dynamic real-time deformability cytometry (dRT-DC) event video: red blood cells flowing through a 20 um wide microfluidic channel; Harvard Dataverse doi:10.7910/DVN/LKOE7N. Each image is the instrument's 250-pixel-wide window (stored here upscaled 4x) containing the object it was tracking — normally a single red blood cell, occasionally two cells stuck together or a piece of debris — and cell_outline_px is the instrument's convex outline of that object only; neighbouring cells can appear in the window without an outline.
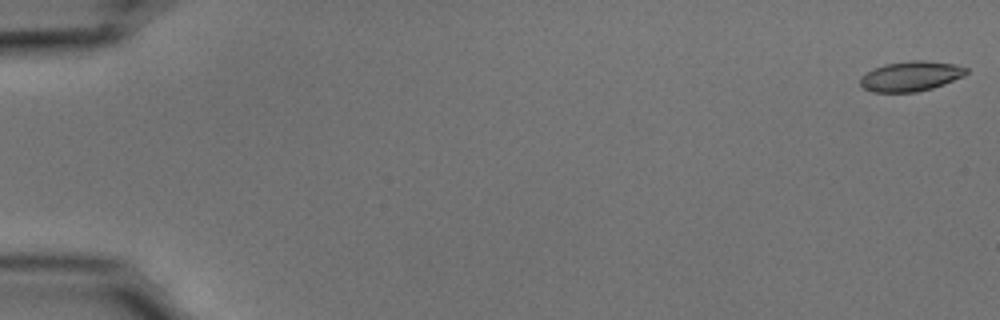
{"species": "common noctule bat (a hibernating species)", "species_latin": "Nyctalus noctula", "temperature_condition": "cold", "stored_images_in_passage": 55, "camera_frame_rate_fps": 3000, "um_per_image_px": 0.085, "animal": {"sex": "male", "body_mass_g": 15.6}, "frame": {"image": 1, "passage_image": 1, "time_ms": 0.0, "image_size_px": [1000, 320], "cell_outline_px": [[968, 72], [964, 76], [944, 84], [932, 88], [916, 92], [872, 92], [864, 88], [860, 84], [860, 76], [872, 68], [884, 64], [908, 60], [924, 60], [952, 64], [968, 68]], "centroid_in_image_um": [77.39, 6.47], "position_along_channel_um": 7.6, "area_um2": 18.67}}
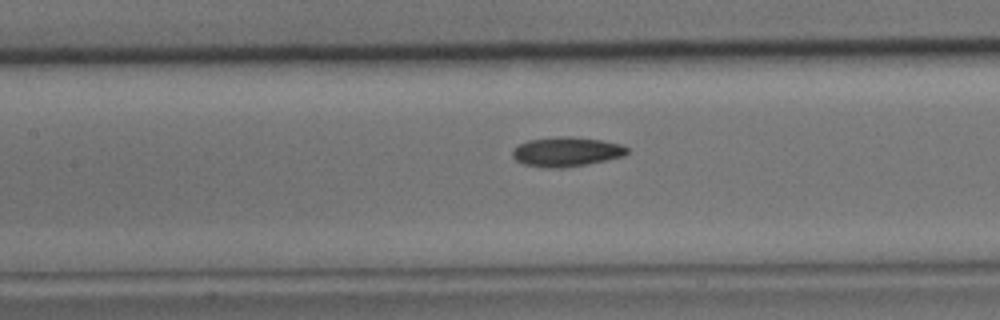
{"frame": {"image": 2, "passage_image": 26, "time_ms": 8.333, "image_size_px": [1000, 320], "cell_outline_px": [[628, 152], [624, 156], [584, 164], [560, 168], [548, 168], [524, 164], [516, 160], [512, 156], [512, 148], [528, 140], [564, 136], [572, 136], [600, 140], [620, 144], [628, 148]], "centroid_in_image_um": [48.12, 12.89], "position_along_channel_um": 159.3, "area_um2": 19.48}}
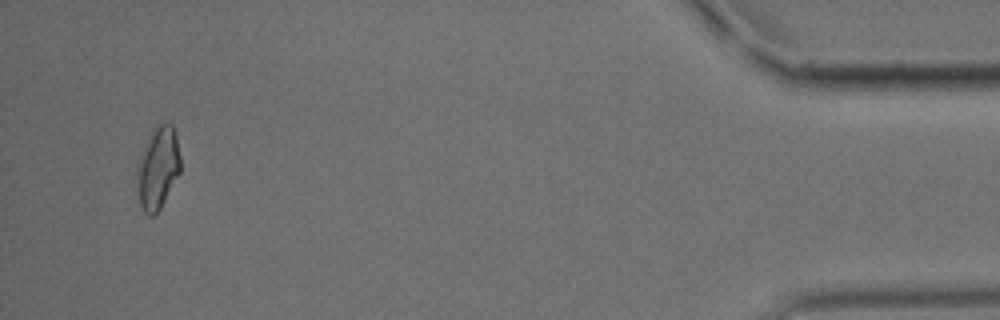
{"frame": {"image": 3, "passage_image": 53, "time_ms": 17.333, "image_size_px": [1000, 320], "cell_outline_px": [[180, 172], [160, 208], [152, 216], [148, 216], [144, 212], [140, 204], [136, 184], [136, 164], [144, 144], [152, 128], [156, 124], [172, 124], [176, 136], [180, 156]], "centroid_in_image_um": [13.38, 14.25], "position_along_channel_um": 421.8, "area_um2": 21.04}, "authors_computed_cell_mechanics": {"area_um2": 19.1896, "velocity_mm_per_s": 3.6941, "shape_relaxation_time_tau1_ms": 6.931, "shape_relaxation_time_tau2_ms": 4.5928, "deformation_change_tau1": 0.1391, "deformation_change_tau2": 0.108}}